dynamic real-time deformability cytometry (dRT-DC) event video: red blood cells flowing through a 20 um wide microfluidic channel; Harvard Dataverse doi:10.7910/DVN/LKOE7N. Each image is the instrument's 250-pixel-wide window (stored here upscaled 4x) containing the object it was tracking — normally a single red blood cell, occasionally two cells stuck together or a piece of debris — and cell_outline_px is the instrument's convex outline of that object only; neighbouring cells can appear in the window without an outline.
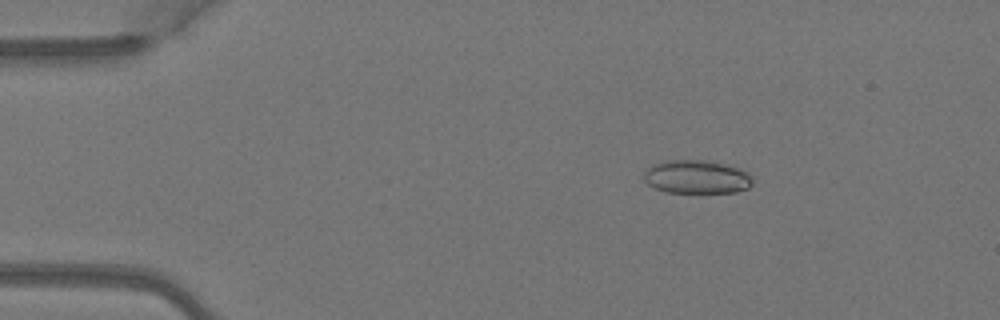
{"species": "Egyptian fruit bat (a non-hibernating species)", "species_latin": "Rousettus aegyptiacus", "temperature_condition": "warm", "stored_images_in_passage": 4, "camera_frame_rate_fps": 3000, "um_per_image_px": 0.085, "animal": {"sex": "female"}, "frame": {"image": 1, "passage_image": 2, "time_ms": 0.333, "image_size_px": [1000, 320], "cell_outline_px": [[752, 184], [748, 188], [736, 192], [668, 192], [656, 188], [648, 184], [644, 180], [644, 172], [652, 164], [668, 160], [704, 160], [736, 168], [748, 172], [752, 176]], "centroid_in_image_um": [59.2, 15.04], "position_along_channel_um": 25.8, "area_um2": 20.92}}